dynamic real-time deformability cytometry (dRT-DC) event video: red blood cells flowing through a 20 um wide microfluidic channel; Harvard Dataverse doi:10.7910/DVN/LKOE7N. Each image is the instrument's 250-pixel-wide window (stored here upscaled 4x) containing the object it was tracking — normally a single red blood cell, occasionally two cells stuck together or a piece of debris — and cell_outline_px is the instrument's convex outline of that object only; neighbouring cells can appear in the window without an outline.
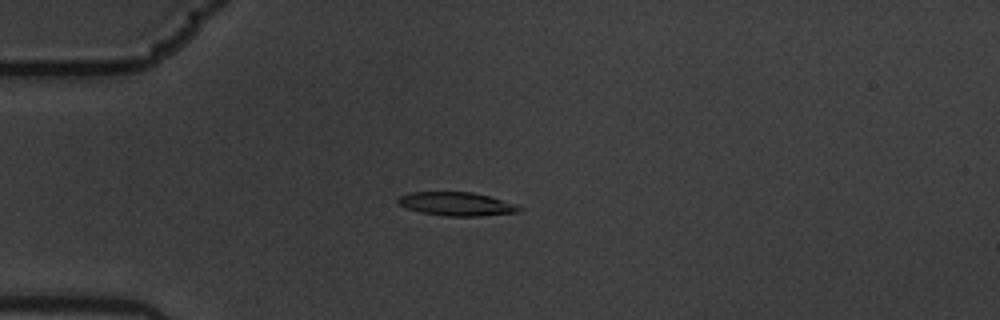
{"species": "common noctule bat (a hibernating species)", "species_latin": "Nyctalus noctula", "temperature_condition": "warm", "stored_images_in_passage": 7, "camera_frame_rate_fps": 3000, "um_per_image_px": 0.085, "animal": {"sex": "male", "body_mass_g": 19.5, "forearm_length_mm": 54.6}, "frame": {"image": 1, "passage_image": 4, "time_ms": 1.0, "image_size_px": [1000, 320], "cell_outline_px": [[524, 208], [520, 212], [480, 216], [444, 216], [420, 212], [408, 208], [400, 204], [396, 200], [400, 196], [412, 192], [472, 192], [488, 196], [516, 204]], "centroid_in_image_um": [38.84, 17.34], "position_along_channel_um": 46.2, "area_um2": 16.59}}
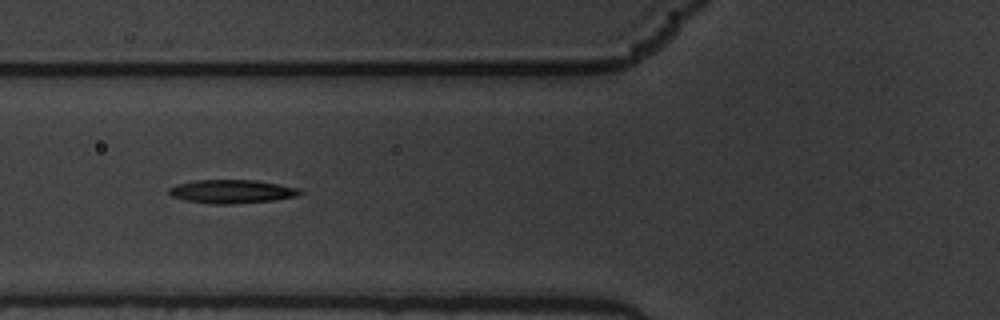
{"frame": {"image": 2, "passage_image": 6, "time_ms": 1.667, "image_size_px": [1000, 320], "cell_outline_px": [[304, 192], [296, 196], [276, 200], [232, 204], [212, 204], [188, 200], [172, 196], [168, 192], [168, 188], [176, 184], [196, 180], [256, 180], [300, 188]], "centroid_in_image_um": [19.73, 16.27], "position_along_channel_um": 106.1, "area_um2": 17.98}}
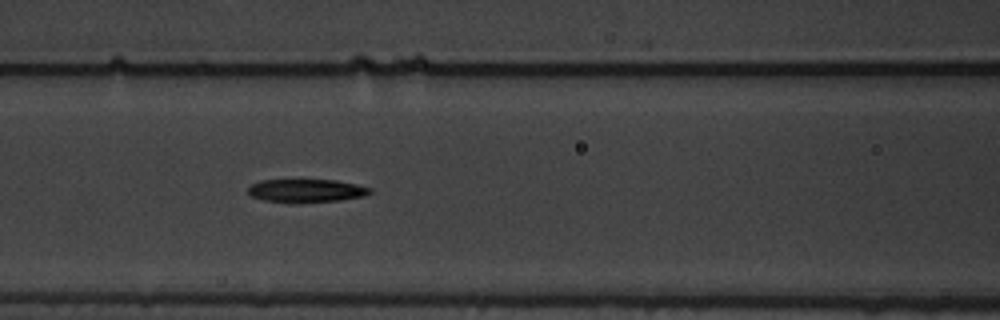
{"frame": {"image": 3, "passage_image": 7, "time_ms": 2.0, "image_size_px": [1000, 320], "cell_outline_px": [[372, 192], [364, 196], [340, 200], [300, 204], [292, 204], [264, 200], [252, 196], [248, 192], [248, 188], [252, 184], [260, 180], [336, 180], [356, 184], [372, 188]], "centroid_in_image_um": [26.04, 16.23], "position_along_channel_um": 140.6, "area_um2": 16.82}}